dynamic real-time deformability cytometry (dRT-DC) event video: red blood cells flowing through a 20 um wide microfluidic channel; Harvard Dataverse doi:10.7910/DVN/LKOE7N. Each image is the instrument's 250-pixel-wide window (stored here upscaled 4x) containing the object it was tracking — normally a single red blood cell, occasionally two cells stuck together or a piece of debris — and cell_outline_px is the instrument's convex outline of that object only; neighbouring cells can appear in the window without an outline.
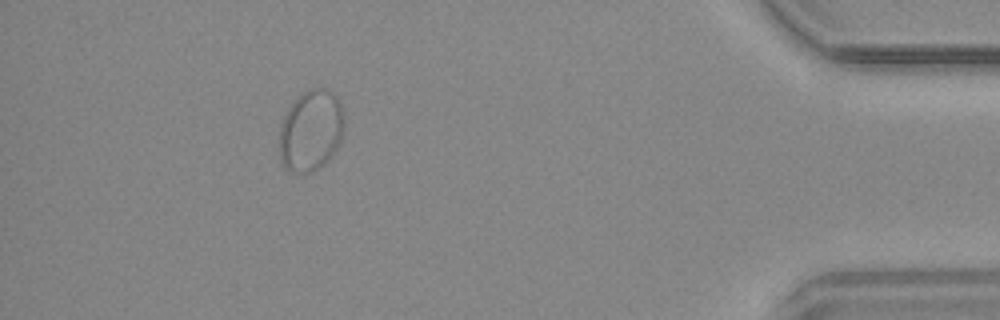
{"species": "common noctule bat (a hibernating species)", "species_latin": "Nyctalus noctula", "temperature_condition": "warm", "stored_images_in_passage": 23, "camera_frame_rate_fps": 3000, "um_per_image_px": 0.085, "animal": {"sex": "male", "body_mass_g": 20.4}, "frame": {"image": 1, "passage_image": 20, "time_ms": 6.333, "image_size_px": [1000, 320], "cell_outline_px": [[344, 132], [336, 148], [328, 160], [320, 168], [312, 172], [292, 172], [284, 168], [280, 160], [280, 124], [288, 108], [308, 88], [324, 88], [332, 92], [340, 100], [344, 112]], "centroid_in_image_um": [26.44, 11.1], "position_along_channel_um": 408.8, "area_um2": 30.87}}